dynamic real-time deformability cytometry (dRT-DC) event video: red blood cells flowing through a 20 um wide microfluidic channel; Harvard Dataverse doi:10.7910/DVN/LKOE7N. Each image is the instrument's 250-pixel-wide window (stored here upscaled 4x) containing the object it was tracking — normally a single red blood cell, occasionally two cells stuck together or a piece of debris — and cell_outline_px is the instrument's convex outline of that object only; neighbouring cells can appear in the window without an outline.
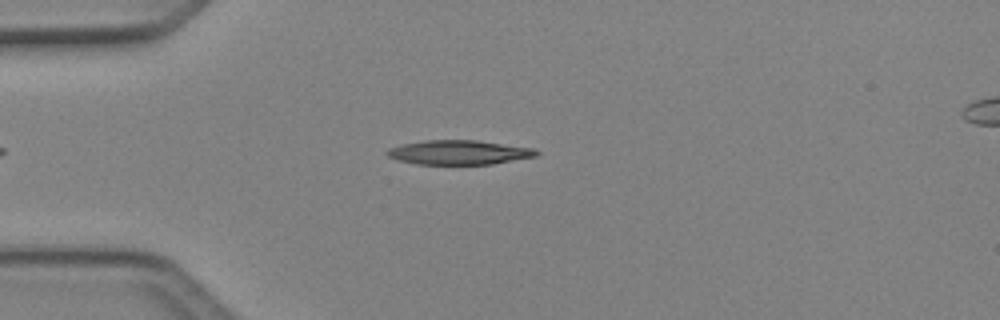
{"species": "Egyptian fruit bat (a non-hibernating species)", "species_latin": "Rousettus aegyptiacus", "temperature_condition": "cold", "stored_images_in_passage": 2, "camera_frame_rate_fps": 3000, "um_per_image_px": 0.085, "animal": {"sex": "female"}, "frame": {"image": 1, "passage_image": 2, "time_ms": 0.333, "image_size_px": [1000, 320], "cell_outline_px": [[540, 152], [536, 156], [492, 164], [416, 164], [396, 160], [388, 156], [384, 152], [388, 148], [404, 144], [424, 140], [476, 140], [532, 148]], "centroid_in_image_um": [38.96, 12.95], "position_along_channel_um": 46.0, "area_um2": 21.1}}